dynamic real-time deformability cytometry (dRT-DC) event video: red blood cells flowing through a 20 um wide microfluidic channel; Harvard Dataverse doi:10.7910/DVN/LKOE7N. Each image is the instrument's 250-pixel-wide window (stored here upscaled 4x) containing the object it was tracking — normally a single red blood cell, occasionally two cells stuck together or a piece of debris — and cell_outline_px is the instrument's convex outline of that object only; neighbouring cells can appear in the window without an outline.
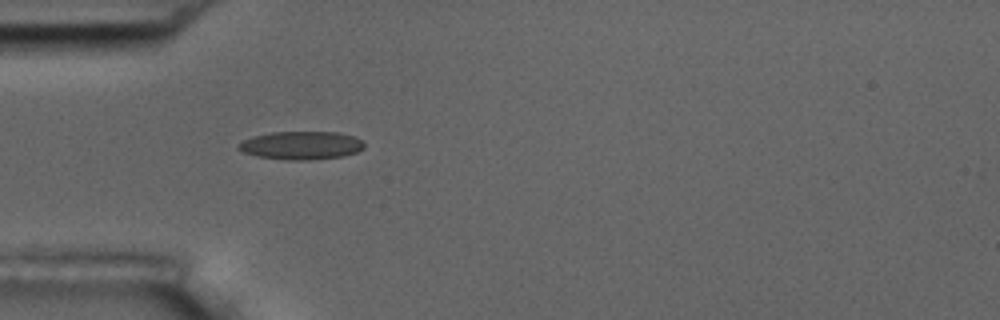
{"species": "common noctule bat (a hibernating species)", "species_latin": "Nyctalus noctula", "temperature_condition": "room temperature", "stored_images_in_passage": 39, "camera_frame_rate_fps": 3000, "um_per_image_px": 0.085, "animal": {"sex": "male", "body_mass_g": 17.5, "forearm_length_mm": 52.3}, "frame": {"image": 1, "passage_image": 1, "time_ms": 0.0, "image_size_px": [1000, 320], "cell_outline_px": [[364, 148], [356, 152], [344, 156], [308, 160], [288, 160], [256, 156], [244, 152], [236, 148], [236, 144], [252, 136], [272, 132], [336, 132], [352, 136], [360, 140], [364, 144]], "centroid_in_image_um": [25.56, 12.36], "position_along_channel_um": 59.4, "area_um2": 20.63}}
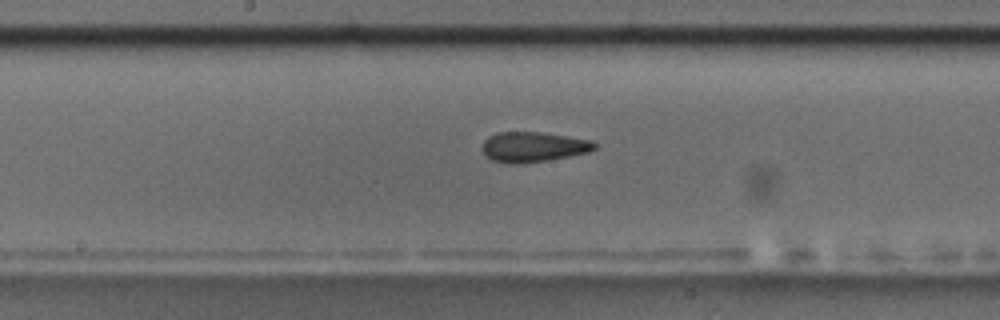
{"frame": {"image": 2, "passage_image": 13, "time_ms": 4.0, "image_size_px": [1000, 320], "cell_outline_px": [[596, 148], [588, 152], [548, 160], [524, 164], [508, 164], [492, 160], [484, 156], [480, 148], [484, 140], [488, 136], [496, 132], [540, 132], [592, 140], [596, 144]], "centroid_in_image_um": [45.25, 12.49], "position_along_channel_um": 202.9, "area_um2": 20.0}}
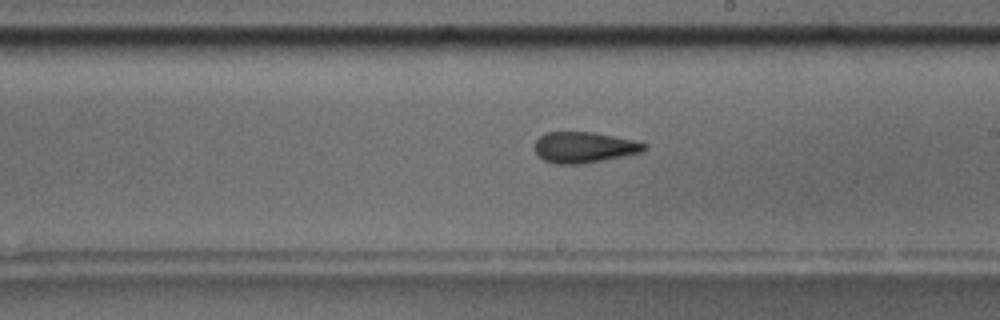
{"frame": {"image": 3, "passage_image": 16, "time_ms": 5.0, "image_size_px": [1000, 320], "cell_outline_px": [[648, 144], [640, 152], [580, 164], [556, 164], [544, 160], [536, 152], [536, 140], [544, 132], [592, 132], [636, 140]], "centroid_in_image_um": [49.63, 12.51], "position_along_channel_um": 239.4, "area_um2": 19.36}, "authors_computed_cell_mechanics": {"area_um2": 19.9988, "velocity_mm_per_s": 3.6664, "shape_relaxation_time_tau1_ms": 6.2045, "shape_relaxation_time_tau2_ms": 2.4518, "deformation_change_tau1": 0.1448, "deformation_change_tau2": 0.117}}